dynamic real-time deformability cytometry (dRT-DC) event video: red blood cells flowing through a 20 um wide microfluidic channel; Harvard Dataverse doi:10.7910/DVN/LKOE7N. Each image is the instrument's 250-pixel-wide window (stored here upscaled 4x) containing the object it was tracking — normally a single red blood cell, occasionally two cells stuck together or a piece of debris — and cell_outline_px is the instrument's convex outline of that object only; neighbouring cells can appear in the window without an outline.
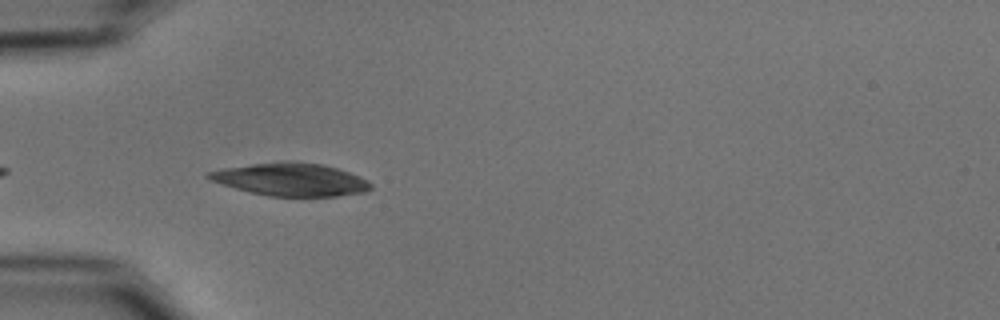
{"species": "common noctule bat (a hibernating species)", "species_latin": "Nyctalus noctula", "temperature_condition": "cold", "stored_images_in_passage": 17, "camera_frame_rate_fps": 3000, "um_per_image_px": 0.085, "animal": {"sex": "male", "body_mass_g": 15.6}, "frame": {"image": 1, "passage_image": 3, "time_ms": 0.667, "image_size_px": [1000, 320], "cell_outline_px": [[372, 188], [364, 192], [336, 196], [268, 196], [236, 188], [208, 180], [204, 176], [208, 172], [224, 168], [252, 164], [284, 160], [292, 160], [324, 164], [348, 172], [368, 180], [372, 184]], "centroid_in_image_um": [24.71, 15.24], "position_along_channel_um": 60.3, "area_um2": 31.04}}
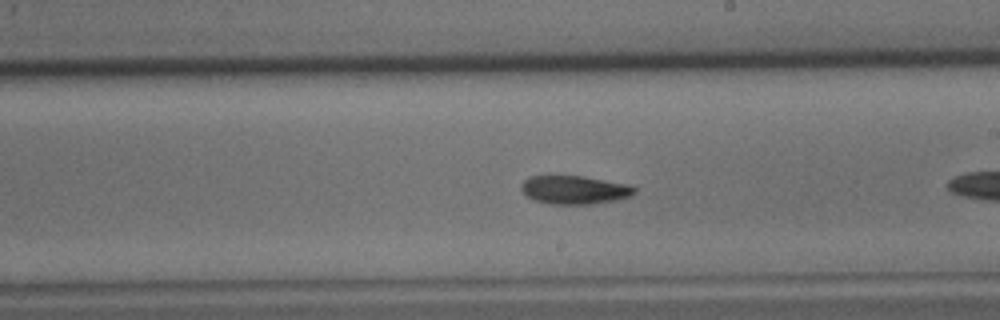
{"frame": {"image": 2, "passage_image": 12, "time_ms": 3.667, "image_size_px": [1000, 320], "cell_outline_px": [[636, 192], [632, 196], [616, 200], [592, 204], [552, 204], [532, 200], [520, 188], [520, 184], [524, 180], [532, 176], [552, 172], [584, 176], [628, 184], [636, 188]], "centroid_in_image_um": [48.79, 16.09], "position_along_channel_um": 240.2, "area_um2": 19.59}}
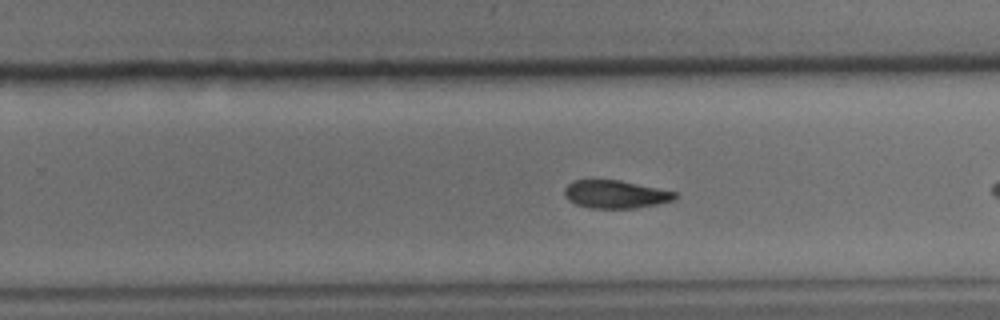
{"frame": {"image": 3, "passage_image": 15, "time_ms": 4.667, "image_size_px": [1000, 320], "cell_outline_px": [[676, 196], [672, 200], [656, 204], [636, 208], [592, 208], [576, 204], [568, 200], [564, 196], [564, 188], [572, 180], [592, 176], [620, 180], [676, 192]], "centroid_in_image_um": [52.2, 16.46], "position_along_channel_um": 277.6, "area_um2": 18.55}}